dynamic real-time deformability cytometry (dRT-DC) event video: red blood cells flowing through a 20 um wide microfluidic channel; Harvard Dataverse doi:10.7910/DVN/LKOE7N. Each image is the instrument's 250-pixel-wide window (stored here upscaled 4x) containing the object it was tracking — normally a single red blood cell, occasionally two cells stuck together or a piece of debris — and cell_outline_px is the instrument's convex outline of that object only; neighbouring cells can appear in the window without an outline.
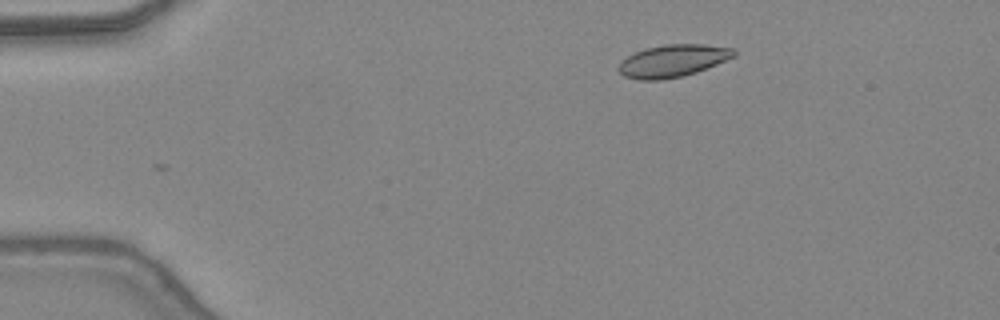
{"species": "common noctule bat (a hibernating species)", "species_latin": "Nyctalus noctula", "temperature_condition": "warm", "stored_images_in_passage": 41, "camera_frame_rate_fps": 3000, "um_per_image_px": 0.085, "animal": {"sex": "female", "body_mass_g": 24.6, "forearm_length_mm": 56.2}, "frame": {"image": 1, "passage_image": 2, "time_ms": 0.333, "image_size_px": [1000, 320], "cell_outline_px": [[736, 56], [696, 72], [684, 76], [660, 80], [640, 80], [624, 76], [620, 72], [620, 60], [644, 48], [664, 44], [704, 44], [732, 48], [736, 52]], "centroid_in_image_um": [57.19, 5.16], "position_along_channel_um": 27.8, "area_um2": 21.68}}
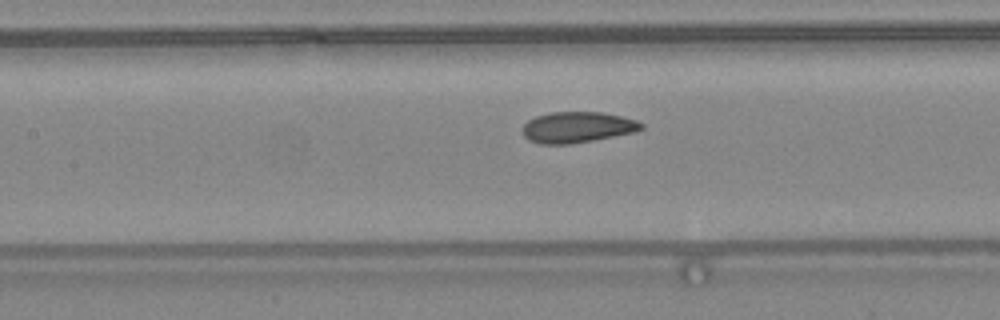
{"frame": {"image": 2, "passage_image": 16, "time_ms": 5.0, "image_size_px": [1000, 320], "cell_outline_px": [[644, 128], [636, 132], [572, 144], [540, 144], [528, 140], [524, 136], [520, 128], [528, 120], [536, 116], [552, 112], [600, 112], [620, 116], [636, 120], [644, 124]], "centroid_in_image_um": [49.05, 10.82], "position_along_channel_um": 158.3, "area_um2": 21.56}}
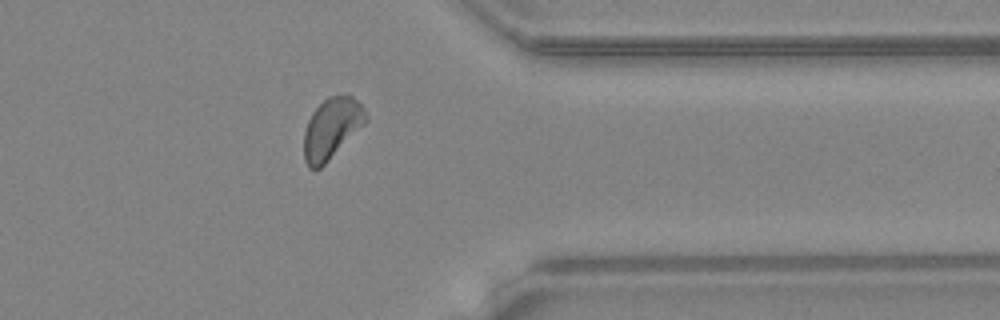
{"frame": {"image": 3, "passage_image": 32, "time_ms": 10.333, "image_size_px": [1000, 320], "cell_outline_px": [[368, 120], [320, 168], [308, 168], [304, 160], [304, 132], [308, 120], [312, 112], [328, 96], [348, 92], [364, 108], [368, 116]], "centroid_in_image_um": [28.19, 10.86], "position_along_channel_um": 383.2, "area_um2": 21.85}, "authors_computed_cell_mechanics": {"area_um2": 21.5016, "velocity_mm_per_s": 4.4005, "shape_relaxation_time_tau1_ms": 3.6831, "shape_relaxation_time_tau2_ms": 2.2088, "deformation_change_tau1": 0.1064, "deformation_change_tau2": 0.0606}}